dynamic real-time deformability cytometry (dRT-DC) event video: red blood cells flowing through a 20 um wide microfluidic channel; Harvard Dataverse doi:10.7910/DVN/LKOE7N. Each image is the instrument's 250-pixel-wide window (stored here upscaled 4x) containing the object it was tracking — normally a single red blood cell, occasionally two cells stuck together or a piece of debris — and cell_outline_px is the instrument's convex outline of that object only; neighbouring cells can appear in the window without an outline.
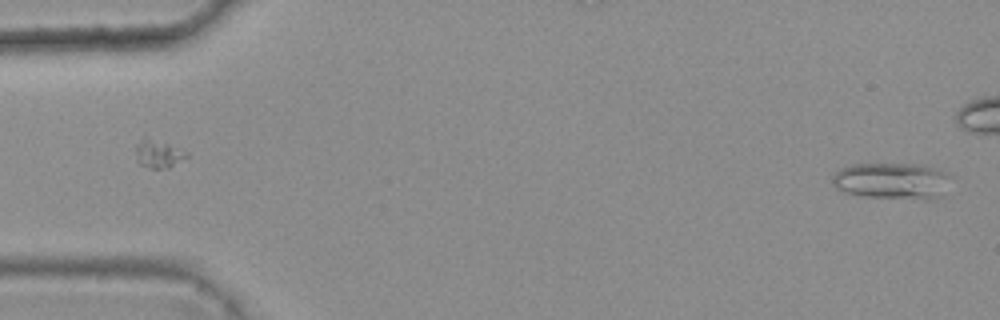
{"species": "common noctule bat (a hibernating species)", "species_latin": "Nyctalus noctula", "temperature_condition": "warm", "stored_images_in_passage": 46, "camera_frame_rate_fps": 3000, "um_per_image_px": 0.085, "animal": {"sex": "female", "body_mass_g": 25.1}, "frame": {"image": 1, "passage_image": 1, "time_ms": 0.0, "image_size_px": [1000, 320], "cell_outline_px": [[952, 176], [940, 196], [936, 200], [920, 200], [860, 196], [844, 192], [836, 188], [832, 180], [832, 176], [840, 168], [852, 164], [920, 164], [936, 168]], "centroid_in_image_um": [75.83, 15.39], "position_along_channel_um": 9.2, "area_um2": 25.55}}
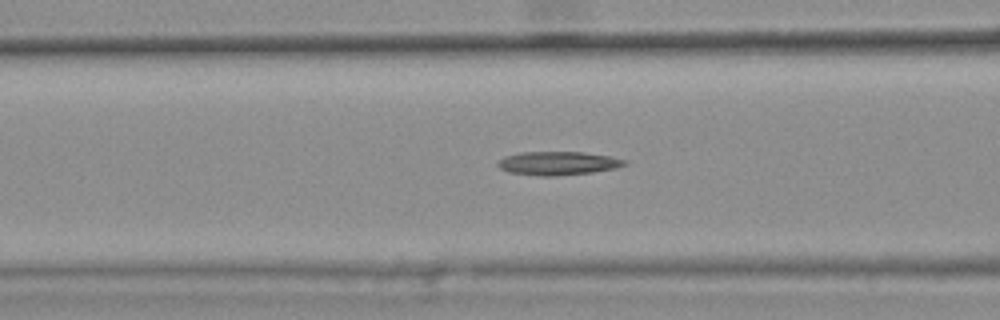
{"frame": {"image": 2, "passage_image": 20, "time_ms": 6.333, "image_size_px": [1000, 320], "cell_outline_px": [[628, 164], [616, 168], [592, 172], [552, 176], [540, 176], [508, 172], [500, 168], [496, 164], [504, 156], [520, 152], [584, 152], [608, 156], [628, 160]], "centroid_in_image_um": [47.43, 13.87], "position_along_channel_um": 119.2, "area_um2": 17.4}}